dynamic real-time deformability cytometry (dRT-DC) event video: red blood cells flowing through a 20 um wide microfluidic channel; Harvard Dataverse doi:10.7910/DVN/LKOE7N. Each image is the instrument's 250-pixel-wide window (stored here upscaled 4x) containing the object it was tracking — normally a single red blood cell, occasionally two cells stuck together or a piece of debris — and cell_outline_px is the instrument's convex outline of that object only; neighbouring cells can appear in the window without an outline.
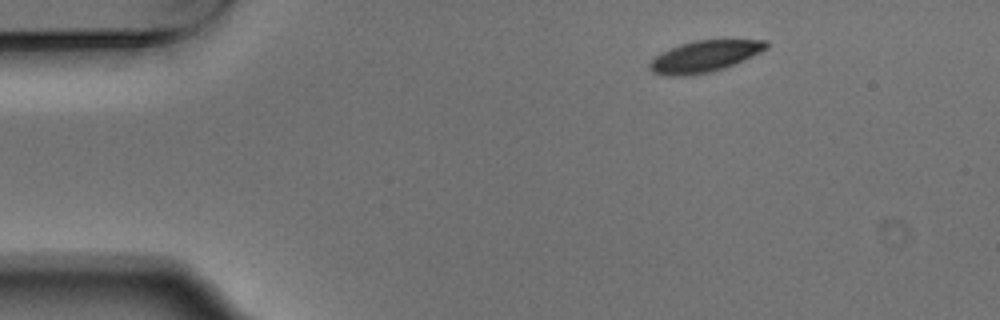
{"species": "Egyptian fruit bat (a non-hibernating species)", "species_latin": "Rousettus aegyptiacus", "temperature_condition": "warm", "stored_images_in_passage": 3, "camera_frame_rate_fps": 3000, "um_per_image_px": 0.085, "animal": {"sex": "male"}, "frame": {"image": 1, "passage_image": 1, "time_ms": 0.0, "image_size_px": [1000, 320], "cell_outline_px": [[768, 48], [752, 56], [724, 68], [708, 72], [684, 76], [668, 76], [652, 72], [648, 68], [648, 64], [656, 56], [680, 44], [696, 40], [768, 40]], "centroid_in_image_um": [59.88, 4.79], "position_along_channel_um": 25.1, "area_um2": 21.04}}